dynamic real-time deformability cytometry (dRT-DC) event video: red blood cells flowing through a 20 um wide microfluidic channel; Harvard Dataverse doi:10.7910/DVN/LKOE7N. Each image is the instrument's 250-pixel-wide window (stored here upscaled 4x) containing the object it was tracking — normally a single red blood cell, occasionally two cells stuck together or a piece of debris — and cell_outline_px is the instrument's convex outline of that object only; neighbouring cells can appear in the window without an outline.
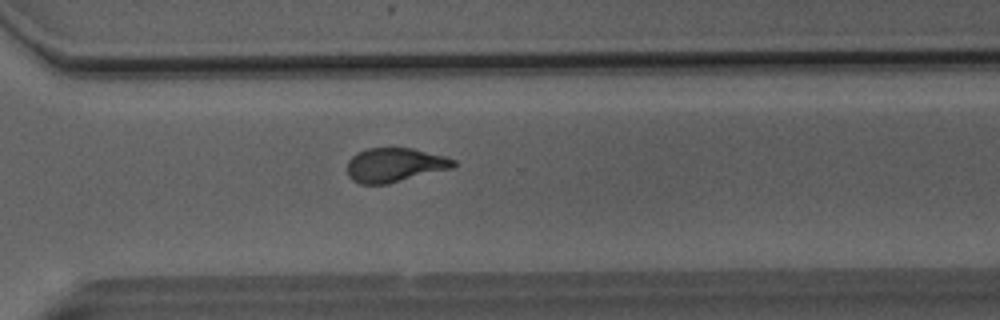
{"species": "Egyptian fruit bat (a non-hibernating species)", "species_latin": "Rousettus aegyptiacus", "temperature_condition": "room temperature", "stored_images_in_passage": 47, "camera_frame_rate_fps": 3000, "um_per_image_px": 0.085, "animal": {"sex": "male"}, "frame": {"image": 1, "passage_image": 33, "time_ms": 10.667, "image_size_px": [1000, 320], "cell_outline_px": [[456, 164], [452, 168], [388, 184], [360, 184], [352, 180], [348, 176], [348, 160], [352, 156], [368, 148], [412, 148], [444, 156], [456, 160]], "centroid_in_image_um": [33.55, 14.03], "position_along_channel_um": 337.1, "area_um2": 21.04}}
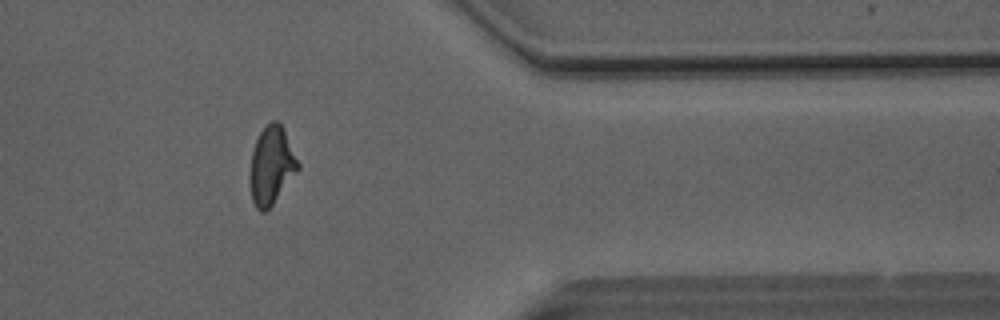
{"frame": {"image": 2, "passage_image": 38, "time_ms": 12.333, "image_size_px": [1000, 320], "cell_outline_px": [[300, 168], [272, 204], [264, 212], [260, 212], [256, 208], [252, 200], [248, 176], [252, 152], [256, 140], [260, 132], [272, 120], [276, 120], [284, 128], [300, 164]], "centroid_in_image_um": [23.06, 14.07], "position_along_channel_um": 388.3, "area_um2": 21.85}}
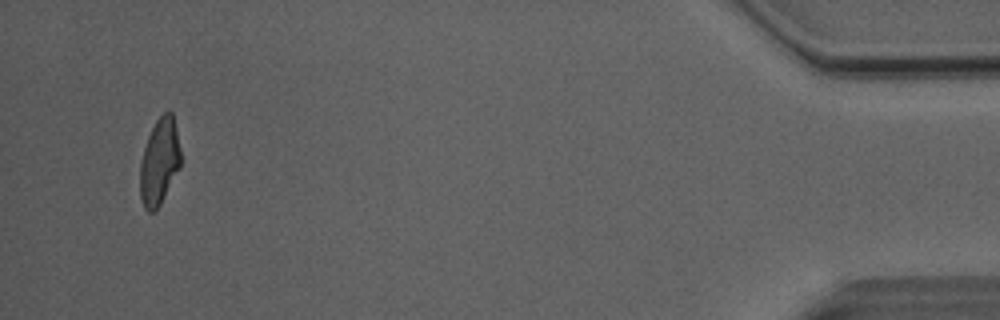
{"frame": {"image": 3, "passage_image": 45, "time_ms": 14.667, "image_size_px": [1000, 320], "cell_outline_px": [[180, 168], [160, 204], [152, 212], [148, 212], [144, 208], [140, 200], [140, 160], [148, 136], [156, 120], [168, 108], [172, 112], [180, 148]], "centroid_in_image_um": [13.54, 13.74], "position_along_channel_um": 421.7, "area_um2": 20.46}, "authors_computed_cell_mechanics": {"area_um2": 21.8484, "velocity_mm_per_s": 4.0996, "shape_relaxation_time_tau1_ms": 5.7062, "shape_relaxation_time_tau2_ms": 1.6087, "deformation_change_tau1": 0.1941, "deformation_change_tau2": 0.0588}}